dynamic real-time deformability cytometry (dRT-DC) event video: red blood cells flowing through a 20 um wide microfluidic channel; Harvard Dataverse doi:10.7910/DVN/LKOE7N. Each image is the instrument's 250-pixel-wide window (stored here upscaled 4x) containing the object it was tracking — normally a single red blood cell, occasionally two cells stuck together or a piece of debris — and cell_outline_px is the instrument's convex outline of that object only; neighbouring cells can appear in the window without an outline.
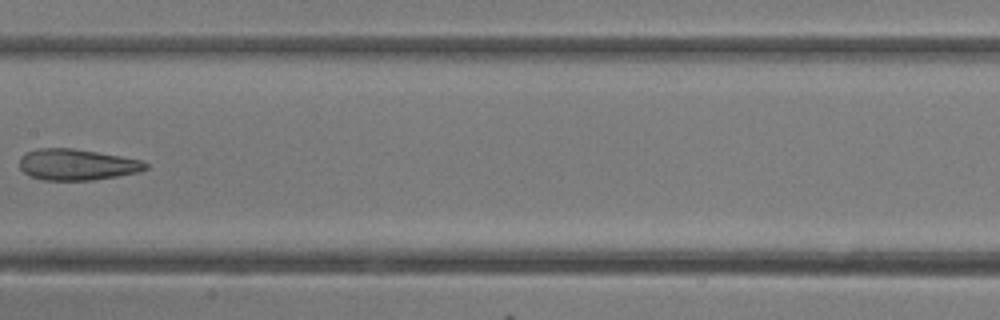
{"species": "common noctule bat (a hibernating species)", "species_latin": "Nyctalus noctula", "temperature_condition": "room temperature", "stored_images_in_passage": 22, "camera_frame_rate_fps": 3000, "um_per_image_px": 0.085, "animal": {"sex": "female"}, "frame": {"image": 1, "passage_image": 16, "time_ms": 5.0, "image_size_px": [1000, 320], "cell_outline_px": [[148, 168], [140, 172], [92, 180], [44, 180], [32, 176], [24, 172], [20, 168], [20, 156], [28, 152], [40, 148], [72, 148], [120, 156], [140, 160], [148, 164]], "centroid_in_image_um": [6.55, 13.99], "position_along_channel_um": 200.9, "area_um2": 22.66}}
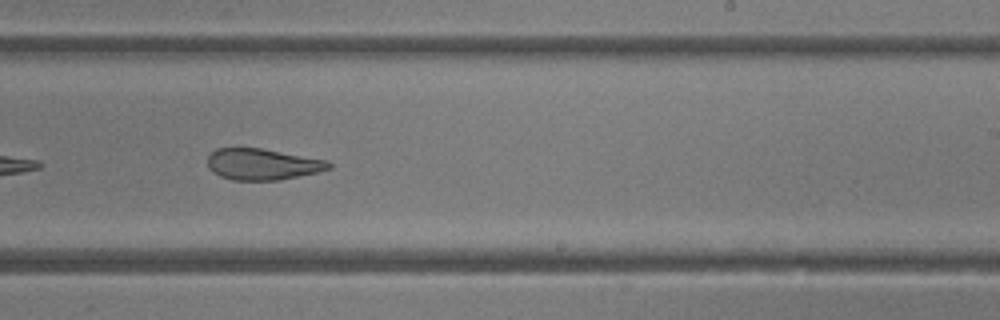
{"frame": {"image": 2, "passage_image": 19, "time_ms": 6.0, "image_size_px": [1000, 320], "cell_outline_px": [[332, 168], [316, 172], [276, 180], [232, 180], [220, 176], [212, 172], [208, 168], [208, 156], [216, 148], [260, 148], [328, 160], [332, 164]], "centroid_in_image_um": [22.29, 13.95], "position_along_channel_um": 266.7, "area_um2": 21.96}}